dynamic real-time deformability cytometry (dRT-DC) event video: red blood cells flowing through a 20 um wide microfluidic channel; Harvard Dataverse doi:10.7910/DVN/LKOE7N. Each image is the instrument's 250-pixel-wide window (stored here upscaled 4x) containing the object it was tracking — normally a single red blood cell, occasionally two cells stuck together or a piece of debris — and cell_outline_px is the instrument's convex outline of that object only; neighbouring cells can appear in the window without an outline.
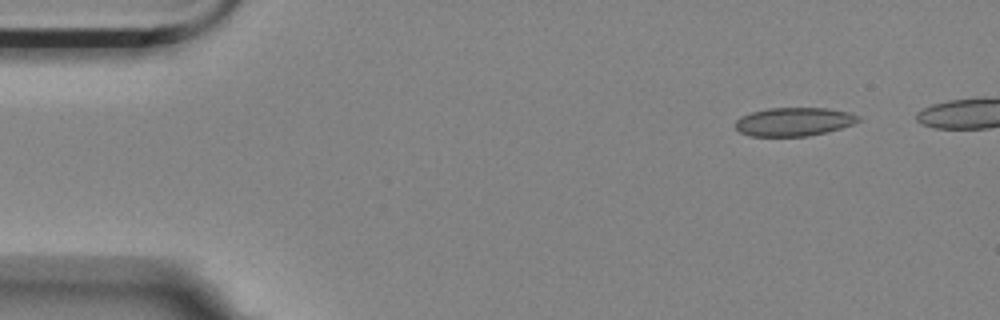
{"species": "Egyptian fruit bat (a non-hibernating species)", "species_latin": "Rousettus aegyptiacus", "temperature_condition": "room temperature", "stored_images_in_passage": 5, "camera_frame_rate_fps": 3000, "um_per_image_px": 0.085, "animal": {"sex": "female"}, "frame": {"image": 1, "passage_image": 1, "time_ms": 0.0, "image_size_px": [1000, 320], "cell_outline_px": [[860, 120], [852, 124], [828, 132], [808, 136], [752, 136], [740, 132], [736, 128], [736, 120], [740, 116], [752, 112], [768, 108], [828, 108], [848, 112], [860, 116]], "centroid_in_image_um": [67.48, 10.34], "position_along_channel_um": 17.5, "area_um2": 20.4}}